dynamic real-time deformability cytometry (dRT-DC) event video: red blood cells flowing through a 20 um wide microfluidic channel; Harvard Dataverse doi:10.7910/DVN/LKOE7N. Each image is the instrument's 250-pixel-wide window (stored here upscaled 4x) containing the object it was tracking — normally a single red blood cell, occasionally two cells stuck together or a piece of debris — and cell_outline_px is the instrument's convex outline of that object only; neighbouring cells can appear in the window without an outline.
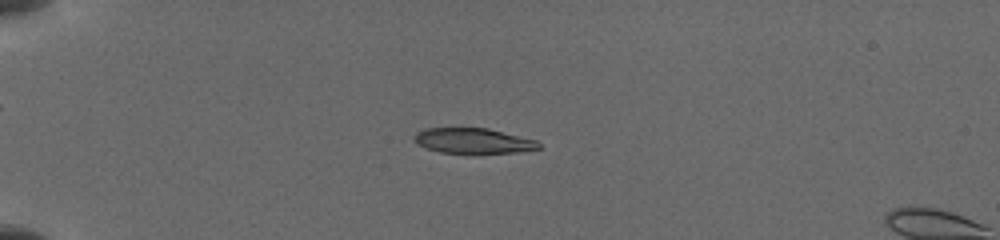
{"species": "common noctule bat (a hibernating species)", "species_latin": "Nyctalus noctula", "temperature_condition": "cold", "stored_images_in_passage": 19, "camera_frame_rate_fps": 3000, "um_per_image_px": 0.085, "animal": {"sex": "female", "body_mass_g": 19.5, "forearm_length_mm": 54.1}, "frame": {"image": 1, "passage_image": 7, "time_ms": 4.333, "image_size_px": [1000, 240], "cell_outline_px": [[540, 148], [516, 152], [440, 152], [428, 148], [420, 144], [412, 136], [416, 132], [424, 128], [488, 128], [536, 140], [540, 144]], "centroid_in_image_um": [40.22, 11.94], "position_along_channel_um": 44.8, "area_um2": 17.86}}
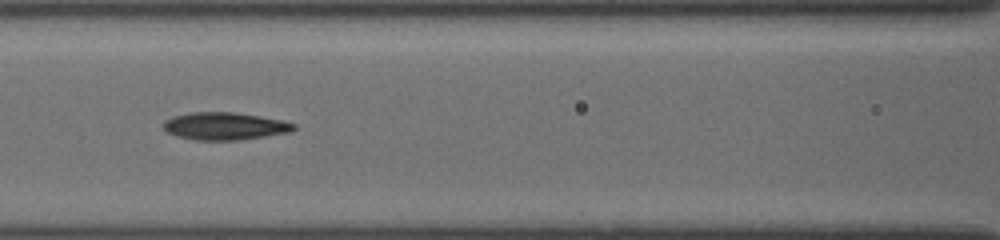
{"frame": {"image": 2, "passage_image": 12, "time_ms": 8.0, "image_size_px": [1000, 240], "cell_outline_px": [[296, 128], [292, 132], [240, 140], [196, 140], [176, 136], [168, 132], [164, 128], [164, 120], [172, 116], [192, 112], [232, 112], [260, 116], [280, 120], [296, 124]], "centroid_in_image_um": [19.11, 10.72], "position_along_channel_um": 147.5, "area_um2": 20.92}}
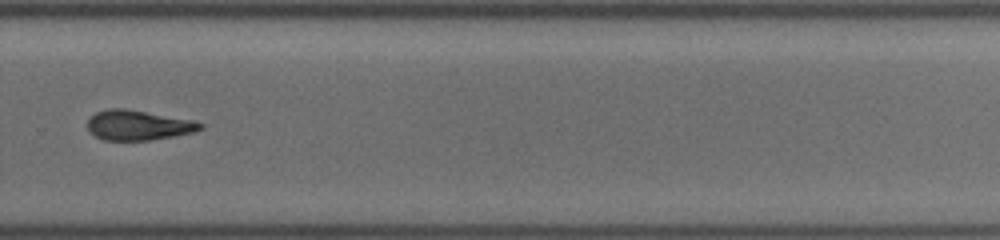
{"frame": {"image": 3, "passage_image": 18, "time_ms": 12.333, "image_size_px": [1000, 240], "cell_outline_px": [[204, 128], [196, 132], [148, 140], [104, 140], [88, 132], [88, 120], [96, 112], [108, 108], [124, 108], [196, 120], [204, 124]], "centroid_in_image_um": [11.78, 10.63], "position_along_channel_um": 318.0, "area_um2": 19.83}}